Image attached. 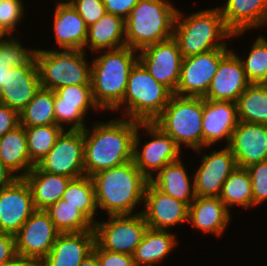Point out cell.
Listing matches in <instances>:
<instances>
[{"label":"cell","mask_w":267,"mask_h":266,"mask_svg":"<svg viewBox=\"0 0 267 266\" xmlns=\"http://www.w3.org/2000/svg\"><path fill=\"white\" fill-rule=\"evenodd\" d=\"M18 177L0 161V190L11 185Z\"/></svg>","instance_id":"obj_47"},{"label":"cell","mask_w":267,"mask_h":266,"mask_svg":"<svg viewBox=\"0 0 267 266\" xmlns=\"http://www.w3.org/2000/svg\"><path fill=\"white\" fill-rule=\"evenodd\" d=\"M20 125L24 127L56 124L54 112V91L42 88L19 113Z\"/></svg>","instance_id":"obj_34"},{"label":"cell","mask_w":267,"mask_h":266,"mask_svg":"<svg viewBox=\"0 0 267 266\" xmlns=\"http://www.w3.org/2000/svg\"><path fill=\"white\" fill-rule=\"evenodd\" d=\"M235 51V49H231L220 60L217 72L211 80L204 99L236 102L251 84Z\"/></svg>","instance_id":"obj_21"},{"label":"cell","mask_w":267,"mask_h":266,"mask_svg":"<svg viewBox=\"0 0 267 266\" xmlns=\"http://www.w3.org/2000/svg\"><path fill=\"white\" fill-rule=\"evenodd\" d=\"M60 232L45 210H35L15 234L17 254L38 264L49 254Z\"/></svg>","instance_id":"obj_15"},{"label":"cell","mask_w":267,"mask_h":266,"mask_svg":"<svg viewBox=\"0 0 267 266\" xmlns=\"http://www.w3.org/2000/svg\"><path fill=\"white\" fill-rule=\"evenodd\" d=\"M139 0H103L106 13L126 20Z\"/></svg>","instance_id":"obj_44"},{"label":"cell","mask_w":267,"mask_h":266,"mask_svg":"<svg viewBox=\"0 0 267 266\" xmlns=\"http://www.w3.org/2000/svg\"><path fill=\"white\" fill-rule=\"evenodd\" d=\"M236 165L247 168L267 160V125L239 121L228 145Z\"/></svg>","instance_id":"obj_22"},{"label":"cell","mask_w":267,"mask_h":266,"mask_svg":"<svg viewBox=\"0 0 267 266\" xmlns=\"http://www.w3.org/2000/svg\"><path fill=\"white\" fill-rule=\"evenodd\" d=\"M172 95L138 61L129 74L123 101L113 112L121 111L119 117L130 120L153 122L162 113Z\"/></svg>","instance_id":"obj_6"},{"label":"cell","mask_w":267,"mask_h":266,"mask_svg":"<svg viewBox=\"0 0 267 266\" xmlns=\"http://www.w3.org/2000/svg\"><path fill=\"white\" fill-rule=\"evenodd\" d=\"M84 50L36 48L41 87L55 91L67 85L91 84V61Z\"/></svg>","instance_id":"obj_8"},{"label":"cell","mask_w":267,"mask_h":266,"mask_svg":"<svg viewBox=\"0 0 267 266\" xmlns=\"http://www.w3.org/2000/svg\"><path fill=\"white\" fill-rule=\"evenodd\" d=\"M219 199L229 210L237 206L253 208L252 184L246 168H235L223 183Z\"/></svg>","instance_id":"obj_32"},{"label":"cell","mask_w":267,"mask_h":266,"mask_svg":"<svg viewBox=\"0 0 267 266\" xmlns=\"http://www.w3.org/2000/svg\"><path fill=\"white\" fill-rule=\"evenodd\" d=\"M56 3H70L72 0H58Z\"/></svg>","instance_id":"obj_51"},{"label":"cell","mask_w":267,"mask_h":266,"mask_svg":"<svg viewBox=\"0 0 267 266\" xmlns=\"http://www.w3.org/2000/svg\"><path fill=\"white\" fill-rule=\"evenodd\" d=\"M96 121L84 129V168L90 177L133 160L139 123L119 116L106 122Z\"/></svg>","instance_id":"obj_1"},{"label":"cell","mask_w":267,"mask_h":266,"mask_svg":"<svg viewBox=\"0 0 267 266\" xmlns=\"http://www.w3.org/2000/svg\"><path fill=\"white\" fill-rule=\"evenodd\" d=\"M19 125V113L0 103V137Z\"/></svg>","instance_id":"obj_45"},{"label":"cell","mask_w":267,"mask_h":266,"mask_svg":"<svg viewBox=\"0 0 267 266\" xmlns=\"http://www.w3.org/2000/svg\"><path fill=\"white\" fill-rule=\"evenodd\" d=\"M94 245V230L60 233L51 251L39 266H80L82 261L93 252Z\"/></svg>","instance_id":"obj_25"},{"label":"cell","mask_w":267,"mask_h":266,"mask_svg":"<svg viewBox=\"0 0 267 266\" xmlns=\"http://www.w3.org/2000/svg\"><path fill=\"white\" fill-rule=\"evenodd\" d=\"M221 5L218 7L226 27L232 32L231 38L265 27L267 0H226Z\"/></svg>","instance_id":"obj_23"},{"label":"cell","mask_w":267,"mask_h":266,"mask_svg":"<svg viewBox=\"0 0 267 266\" xmlns=\"http://www.w3.org/2000/svg\"><path fill=\"white\" fill-rule=\"evenodd\" d=\"M236 104L238 121L267 125V91L261 84L251 83Z\"/></svg>","instance_id":"obj_33"},{"label":"cell","mask_w":267,"mask_h":266,"mask_svg":"<svg viewBox=\"0 0 267 266\" xmlns=\"http://www.w3.org/2000/svg\"><path fill=\"white\" fill-rule=\"evenodd\" d=\"M24 5L23 0H0V36L15 35V32L18 35L17 28L25 19Z\"/></svg>","instance_id":"obj_40"},{"label":"cell","mask_w":267,"mask_h":266,"mask_svg":"<svg viewBox=\"0 0 267 266\" xmlns=\"http://www.w3.org/2000/svg\"><path fill=\"white\" fill-rule=\"evenodd\" d=\"M231 49L228 45L226 48L213 49L183 58L175 95L204 98L217 72L220 60Z\"/></svg>","instance_id":"obj_13"},{"label":"cell","mask_w":267,"mask_h":266,"mask_svg":"<svg viewBox=\"0 0 267 266\" xmlns=\"http://www.w3.org/2000/svg\"><path fill=\"white\" fill-rule=\"evenodd\" d=\"M18 35L0 36V91L11 67L26 65L34 56L36 48L23 46Z\"/></svg>","instance_id":"obj_37"},{"label":"cell","mask_w":267,"mask_h":266,"mask_svg":"<svg viewBox=\"0 0 267 266\" xmlns=\"http://www.w3.org/2000/svg\"><path fill=\"white\" fill-rule=\"evenodd\" d=\"M223 147L208 154L203 152L200 166L193 171L196 196L219 197L223 183L237 167L230 148Z\"/></svg>","instance_id":"obj_16"},{"label":"cell","mask_w":267,"mask_h":266,"mask_svg":"<svg viewBox=\"0 0 267 266\" xmlns=\"http://www.w3.org/2000/svg\"><path fill=\"white\" fill-rule=\"evenodd\" d=\"M35 210L28 183L17 178L0 190V232L15 235Z\"/></svg>","instance_id":"obj_18"},{"label":"cell","mask_w":267,"mask_h":266,"mask_svg":"<svg viewBox=\"0 0 267 266\" xmlns=\"http://www.w3.org/2000/svg\"><path fill=\"white\" fill-rule=\"evenodd\" d=\"M126 46L125 20L121 17L105 13L96 23L88 26L85 51L96 53Z\"/></svg>","instance_id":"obj_30"},{"label":"cell","mask_w":267,"mask_h":266,"mask_svg":"<svg viewBox=\"0 0 267 266\" xmlns=\"http://www.w3.org/2000/svg\"><path fill=\"white\" fill-rule=\"evenodd\" d=\"M29 157L31 162L36 165L43 159L64 129L57 124L47 126L24 127Z\"/></svg>","instance_id":"obj_38"},{"label":"cell","mask_w":267,"mask_h":266,"mask_svg":"<svg viewBox=\"0 0 267 266\" xmlns=\"http://www.w3.org/2000/svg\"><path fill=\"white\" fill-rule=\"evenodd\" d=\"M253 194V208L267 201V160L253 164L246 168Z\"/></svg>","instance_id":"obj_41"},{"label":"cell","mask_w":267,"mask_h":266,"mask_svg":"<svg viewBox=\"0 0 267 266\" xmlns=\"http://www.w3.org/2000/svg\"><path fill=\"white\" fill-rule=\"evenodd\" d=\"M93 252L97 255L100 266H136L133 255L107 251L102 249L96 242Z\"/></svg>","instance_id":"obj_43"},{"label":"cell","mask_w":267,"mask_h":266,"mask_svg":"<svg viewBox=\"0 0 267 266\" xmlns=\"http://www.w3.org/2000/svg\"><path fill=\"white\" fill-rule=\"evenodd\" d=\"M184 15L185 12L178 8L173 31L183 58L226 48L233 41L232 32L226 27L219 7Z\"/></svg>","instance_id":"obj_4"},{"label":"cell","mask_w":267,"mask_h":266,"mask_svg":"<svg viewBox=\"0 0 267 266\" xmlns=\"http://www.w3.org/2000/svg\"><path fill=\"white\" fill-rule=\"evenodd\" d=\"M80 266H100L97 255L90 253L80 264Z\"/></svg>","instance_id":"obj_49"},{"label":"cell","mask_w":267,"mask_h":266,"mask_svg":"<svg viewBox=\"0 0 267 266\" xmlns=\"http://www.w3.org/2000/svg\"><path fill=\"white\" fill-rule=\"evenodd\" d=\"M149 182L164 194L185 202L188 206L196 197L194 175L188 173L182 158L164 166Z\"/></svg>","instance_id":"obj_27"},{"label":"cell","mask_w":267,"mask_h":266,"mask_svg":"<svg viewBox=\"0 0 267 266\" xmlns=\"http://www.w3.org/2000/svg\"><path fill=\"white\" fill-rule=\"evenodd\" d=\"M238 122L236 102L203 98V148L213 147L214 149L219 142L228 146Z\"/></svg>","instance_id":"obj_20"},{"label":"cell","mask_w":267,"mask_h":266,"mask_svg":"<svg viewBox=\"0 0 267 266\" xmlns=\"http://www.w3.org/2000/svg\"><path fill=\"white\" fill-rule=\"evenodd\" d=\"M177 235L171 230L147 228L141 243L136 247L133 259L136 266H157L175 250L179 244Z\"/></svg>","instance_id":"obj_29"},{"label":"cell","mask_w":267,"mask_h":266,"mask_svg":"<svg viewBox=\"0 0 267 266\" xmlns=\"http://www.w3.org/2000/svg\"><path fill=\"white\" fill-rule=\"evenodd\" d=\"M41 82L35 56L24 66L11 67L0 91V103L20 113L36 92Z\"/></svg>","instance_id":"obj_19"},{"label":"cell","mask_w":267,"mask_h":266,"mask_svg":"<svg viewBox=\"0 0 267 266\" xmlns=\"http://www.w3.org/2000/svg\"><path fill=\"white\" fill-rule=\"evenodd\" d=\"M170 0H139L125 20L126 46L141 50L173 37L178 8Z\"/></svg>","instance_id":"obj_5"},{"label":"cell","mask_w":267,"mask_h":266,"mask_svg":"<svg viewBox=\"0 0 267 266\" xmlns=\"http://www.w3.org/2000/svg\"><path fill=\"white\" fill-rule=\"evenodd\" d=\"M95 55L91 60L93 98L103 112L111 113L123 101L129 74L138 62V51L124 46Z\"/></svg>","instance_id":"obj_3"},{"label":"cell","mask_w":267,"mask_h":266,"mask_svg":"<svg viewBox=\"0 0 267 266\" xmlns=\"http://www.w3.org/2000/svg\"><path fill=\"white\" fill-rule=\"evenodd\" d=\"M28 183L35 209L45 210L63 197L70 177L41 171L36 165L24 177Z\"/></svg>","instance_id":"obj_28"},{"label":"cell","mask_w":267,"mask_h":266,"mask_svg":"<svg viewBox=\"0 0 267 266\" xmlns=\"http://www.w3.org/2000/svg\"><path fill=\"white\" fill-rule=\"evenodd\" d=\"M141 211L148 228L171 230L174 226L188 222L189 206L147 183Z\"/></svg>","instance_id":"obj_17"},{"label":"cell","mask_w":267,"mask_h":266,"mask_svg":"<svg viewBox=\"0 0 267 266\" xmlns=\"http://www.w3.org/2000/svg\"><path fill=\"white\" fill-rule=\"evenodd\" d=\"M147 228L142 213L109 215L94 224L95 242L107 251L133 255Z\"/></svg>","instance_id":"obj_10"},{"label":"cell","mask_w":267,"mask_h":266,"mask_svg":"<svg viewBox=\"0 0 267 266\" xmlns=\"http://www.w3.org/2000/svg\"><path fill=\"white\" fill-rule=\"evenodd\" d=\"M91 179L94 184L98 210L109 215L141 213L138 206L144 201L149 180L132 161L121 166L100 171ZM138 211V212H137ZM135 212V213H134Z\"/></svg>","instance_id":"obj_2"},{"label":"cell","mask_w":267,"mask_h":266,"mask_svg":"<svg viewBox=\"0 0 267 266\" xmlns=\"http://www.w3.org/2000/svg\"><path fill=\"white\" fill-rule=\"evenodd\" d=\"M52 20L58 46L53 49L85 51L88 26L71 3H56Z\"/></svg>","instance_id":"obj_26"},{"label":"cell","mask_w":267,"mask_h":266,"mask_svg":"<svg viewBox=\"0 0 267 266\" xmlns=\"http://www.w3.org/2000/svg\"><path fill=\"white\" fill-rule=\"evenodd\" d=\"M62 199L79 209L93 224L97 222L96 216L100 211L97 208L94 184L90 176L72 179Z\"/></svg>","instance_id":"obj_35"},{"label":"cell","mask_w":267,"mask_h":266,"mask_svg":"<svg viewBox=\"0 0 267 266\" xmlns=\"http://www.w3.org/2000/svg\"><path fill=\"white\" fill-rule=\"evenodd\" d=\"M263 88L267 91V78H265L261 83H260Z\"/></svg>","instance_id":"obj_50"},{"label":"cell","mask_w":267,"mask_h":266,"mask_svg":"<svg viewBox=\"0 0 267 266\" xmlns=\"http://www.w3.org/2000/svg\"><path fill=\"white\" fill-rule=\"evenodd\" d=\"M182 60V53L173 37L138 51V61L173 94L180 80Z\"/></svg>","instance_id":"obj_14"},{"label":"cell","mask_w":267,"mask_h":266,"mask_svg":"<svg viewBox=\"0 0 267 266\" xmlns=\"http://www.w3.org/2000/svg\"><path fill=\"white\" fill-rule=\"evenodd\" d=\"M225 204L219 197H199L189 205L188 224L203 234L222 237L233 219Z\"/></svg>","instance_id":"obj_24"},{"label":"cell","mask_w":267,"mask_h":266,"mask_svg":"<svg viewBox=\"0 0 267 266\" xmlns=\"http://www.w3.org/2000/svg\"><path fill=\"white\" fill-rule=\"evenodd\" d=\"M0 266H39V264L32 259L16 254L10 260L1 263Z\"/></svg>","instance_id":"obj_48"},{"label":"cell","mask_w":267,"mask_h":266,"mask_svg":"<svg viewBox=\"0 0 267 266\" xmlns=\"http://www.w3.org/2000/svg\"><path fill=\"white\" fill-rule=\"evenodd\" d=\"M141 132L143 136L146 134V137L152 139L144 141L143 144ZM181 151L176 142L154 122L138 123L134 138L133 162L148 180L167 164L179 160L183 156Z\"/></svg>","instance_id":"obj_9"},{"label":"cell","mask_w":267,"mask_h":266,"mask_svg":"<svg viewBox=\"0 0 267 266\" xmlns=\"http://www.w3.org/2000/svg\"><path fill=\"white\" fill-rule=\"evenodd\" d=\"M70 3L87 26L96 23L106 13L103 0H72Z\"/></svg>","instance_id":"obj_42"},{"label":"cell","mask_w":267,"mask_h":266,"mask_svg":"<svg viewBox=\"0 0 267 266\" xmlns=\"http://www.w3.org/2000/svg\"><path fill=\"white\" fill-rule=\"evenodd\" d=\"M90 110L103 112L94 101L91 84L67 85L54 91L56 124L64 130H84Z\"/></svg>","instance_id":"obj_11"},{"label":"cell","mask_w":267,"mask_h":266,"mask_svg":"<svg viewBox=\"0 0 267 266\" xmlns=\"http://www.w3.org/2000/svg\"><path fill=\"white\" fill-rule=\"evenodd\" d=\"M17 254L15 235L0 232V264Z\"/></svg>","instance_id":"obj_46"},{"label":"cell","mask_w":267,"mask_h":266,"mask_svg":"<svg viewBox=\"0 0 267 266\" xmlns=\"http://www.w3.org/2000/svg\"><path fill=\"white\" fill-rule=\"evenodd\" d=\"M45 211L60 233H79L94 230V224L79 209L71 206L62 198Z\"/></svg>","instance_id":"obj_36"},{"label":"cell","mask_w":267,"mask_h":266,"mask_svg":"<svg viewBox=\"0 0 267 266\" xmlns=\"http://www.w3.org/2000/svg\"><path fill=\"white\" fill-rule=\"evenodd\" d=\"M36 166L41 171L72 179L84 176V130H64Z\"/></svg>","instance_id":"obj_12"},{"label":"cell","mask_w":267,"mask_h":266,"mask_svg":"<svg viewBox=\"0 0 267 266\" xmlns=\"http://www.w3.org/2000/svg\"><path fill=\"white\" fill-rule=\"evenodd\" d=\"M0 161L18 178H24L35 166L29 157L24 126L0 137Z\"/></svg>","instance_id":"obj_31"},{"label":"cell","mask_w":267,"mask_h":266,"mask_svg":"<svg viewBox=\"0 0 267 266\" xmlns=\"http://www.w3.org/2000/svg\"><path fill=\"white\" fill-rule=\"evenodd\" d=\"M249 49L246 57H242L239 51L235 53L243 64L249 82L260 84L267 78V36L258 35Z\"/></svg>","instance_id":"obj_39"},{"label":"cell","mask_w":267,"mask_h":266,"mask_svg":"<svg viewBox=\"0 0 267 266\" xmlns=\"http://www.w3.org/2000/svg\"><path fill=\"white\" fill-rule=\"evenodd\" d=\"M203 98L173 94L162 113L153 121L183 149L202 153L203 148Z\"/></svg>","instance_id":"obj_7"}]
</instances>
